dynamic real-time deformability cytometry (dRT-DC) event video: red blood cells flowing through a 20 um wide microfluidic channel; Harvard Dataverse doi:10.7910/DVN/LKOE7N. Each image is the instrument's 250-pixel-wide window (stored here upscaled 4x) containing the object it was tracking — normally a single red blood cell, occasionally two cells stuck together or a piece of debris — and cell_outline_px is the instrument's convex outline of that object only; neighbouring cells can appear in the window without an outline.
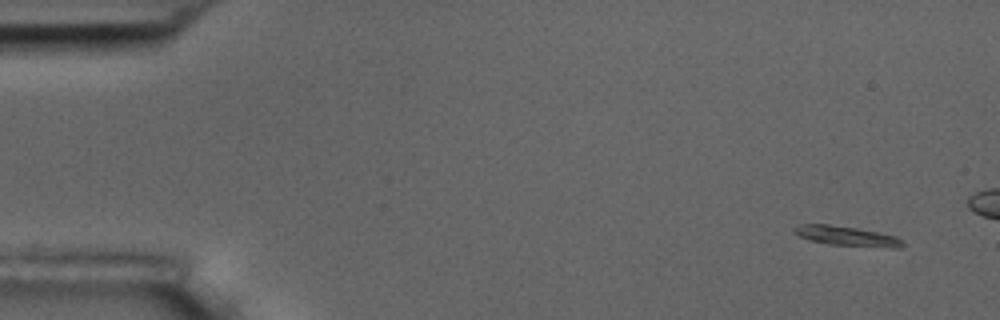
{"species": "common noctule bat (a hibernating species)", "species_latin": "Nyctalus noctula", "temperature_condition": "room temperature", "stored_images_in_passage": 5, "camera_frame_rate_fps": 3000, "um_per_image_px": 0.085, "animal": {"sex": "male", "body_mass_g": 17.5, "forearm_length_mm": 52.3}, "frame": {"image": 1, "passage_image": 1, "time_ms": 0.0, "image_size_px": [1000, 320], "cell_outline_px": [[904, 244], [900, 248], [892, 248], [828, 244], [808, 240], [800, 236], [792, 228], [800, 224], [828, 224], [856, 228], [896, 236]], "centroid_in_image_um": [71.96, 20.07], "position_along_channel_um": 13.0, "area_um2": 12.31}}